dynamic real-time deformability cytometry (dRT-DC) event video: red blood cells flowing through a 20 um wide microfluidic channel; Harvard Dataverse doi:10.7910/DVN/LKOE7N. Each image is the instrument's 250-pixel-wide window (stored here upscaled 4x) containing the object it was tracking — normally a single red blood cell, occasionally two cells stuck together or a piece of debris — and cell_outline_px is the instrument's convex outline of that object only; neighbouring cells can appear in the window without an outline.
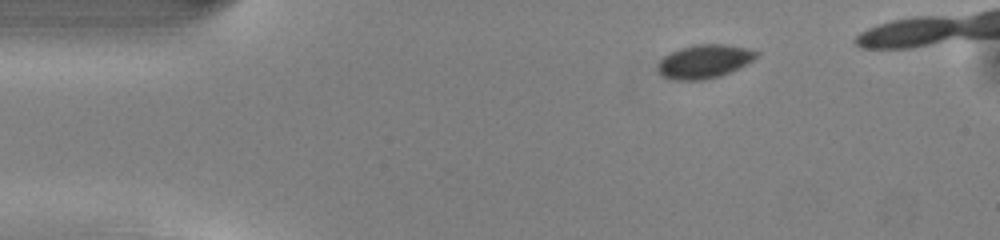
{"species": "common noctule bat (a hibernating species)", "species_latin": "Nyctalus noctula", "temperature_condition": "warm", "stored_images_in_passage": 38, "camera_frame_rate_fps": 3000, "um_per_image_px": 0.085, "animal": {"sex": "male", "body_mass_g": 13.0, "forearm_length_mm": 53.1}, "frame": {"image": 1, "passage_image": 1, "time_ms": 0.0, "image_size_px": [1000, 240], "cell_outline_px": [[760, 52], [752, 60], [720, 76], [704, 80], [676, 80], [664, 76], [656, 68], [660, 60], [664, 56], [680, 48], [696, 44], [724, 44], [748, 48]], "centroid_in_image_um": [59.85, 5.21], "position_along_channel_um": 25.2, "area_um2": 19.02}}
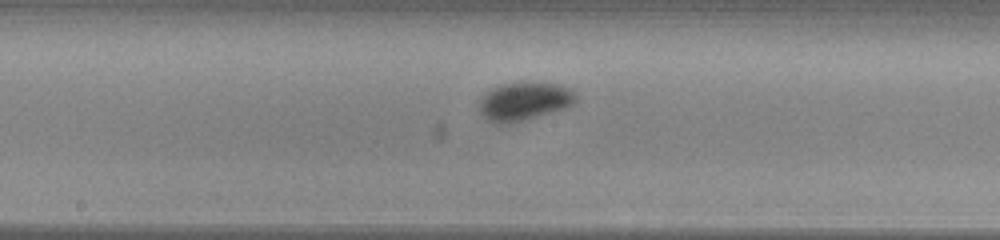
{"frame": {"image": 2, "passage_image": 19, "time_ms": 6.0, "image_size_px": [1000, 240], "cell_outline_px": [[576, 100], [572, 104], [564, 108], [520, 120], [500, 124], [488, 120], [480, 112], [480, 100], [492, 88], [504, 84], [556, 84], [568, 88], [576, 96]], "centroid_in_image_um": [44.54, 8.62], "position_along_channel_um": 203.7, "area_um2": 20.29}}
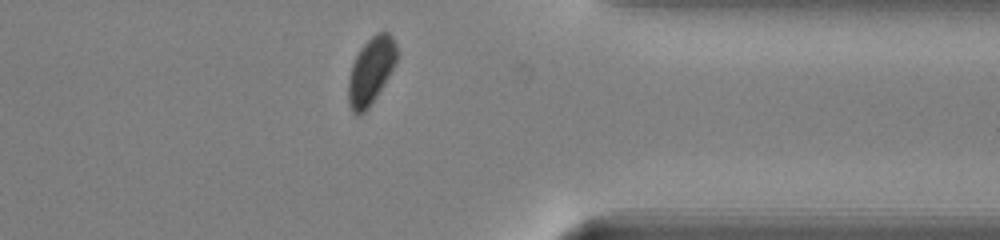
{"frame": {"image": 3, "passage_image": 33, "time_ms": 10.667, "image_size_px": [1000, 240], "cell_outline_px": [[396, 60], [388, 76], [376, 96], [368, 108], [360, 116], [356, 116], [352, 112], [348, 104], [348, 76], [352, 64], [360, 48], [376, 32], [388, 32], [392, 36], [396, 44]], "centroid_in_image_um": [31.49, 6.04], "position_along_channel_um": 379.9, "area_um2": 18.73}, "authors_computed_cell_mechanics": {"area_um2": 19.7387, "velocity_mm_per_s": 4.029, "shape_relaxation_time_tau1_ms": 0.9733, "shape_relaxation_time_tau2_ms": null, "deformation_change_tau1": 0.0408, "deformation_change_tau2": null}}